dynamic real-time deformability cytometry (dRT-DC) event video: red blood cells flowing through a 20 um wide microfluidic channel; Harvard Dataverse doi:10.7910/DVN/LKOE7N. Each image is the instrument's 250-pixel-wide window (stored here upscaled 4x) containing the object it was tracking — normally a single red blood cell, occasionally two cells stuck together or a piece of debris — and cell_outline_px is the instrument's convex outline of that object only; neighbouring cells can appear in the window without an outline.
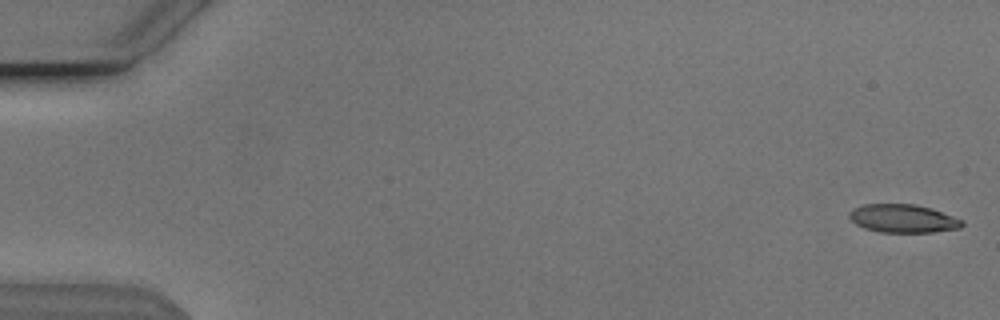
{"species": "Egyptian fruit bat (a non-hibernating species)", "species_latin": "Rousettus aegyptiacus", "temperature_condition": "cold", "stored_images_in_passage": 53, "camera_frame_rate_fps": 3000, "um_per_image_px": 0.085, "animal": {"sex": "male"}, "frame": {"image": 1, "passage_image": 1, "time_ms": 0.0, "image_size_px": [1000, 320], "cell_outline_px": [[964, 224], [960, 228], [932, 232], [880, 232], [864, 228], [856, 224], [848, 216], [848, 212], [852, 208], [864, 204], [916, 204], [932, 208], [964, 220]], "centroid_in_image_um": [76.75, 18.56], "position_along_channel_um": 8.2, "area_um2": 18.73}}
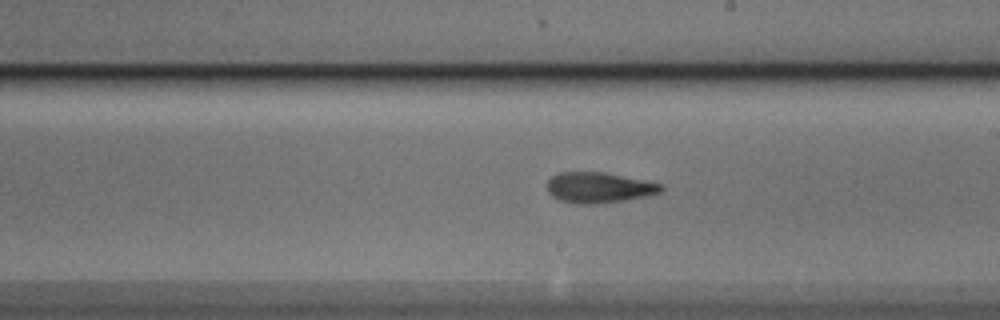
{"frame": {"image": 2, "passage_image": 31, "time_ms": 10.0, "image_size_px": [1000, 320], "cell_outline_px": [[664, 188], [660, 192], [648, 196], [624, 200], [596, 204], [576, 204], [560, 200], [552, 196], [548, 192], [548, 180], [552, 176], [560, 172], [604, 172], [644, 180], [660, 184]], "centroid_in_image_um": [50.89, 15.95], "position_along_channel_um": 238.1, "area_um2": 20.23}}
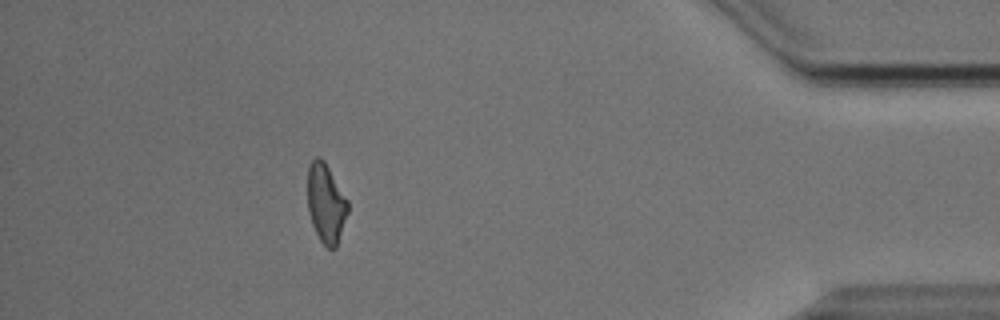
{"frame": {"image": 3, "passage_image": 48, "time_ms": 15.667, "image_size_px": [1000, 320], "cell_outline_px": [[348, 212], [336, 248], [328, 248], [320, 240], [312, 224], [308, 208], [308, 168], [312, 160], [316, 156], [320, 156], [324, 160], [348, 200]], "centroid_in_image_um": [27.71, 17.26], "position_along_channel_um": 407.5, "area_um2": 18.44}, "authors_computed_cell_mechanics": {"area_um2": 19.5942, "velocity_mm_per_s": 3.8465, "shape_relaxation_time_tau1_ms": 3.3664, "shape_relaxation_time_tau2_ms": 2.5266, "deformation_change_tau1": 0.1477, "deformation_change_tau2": 0.1173}}